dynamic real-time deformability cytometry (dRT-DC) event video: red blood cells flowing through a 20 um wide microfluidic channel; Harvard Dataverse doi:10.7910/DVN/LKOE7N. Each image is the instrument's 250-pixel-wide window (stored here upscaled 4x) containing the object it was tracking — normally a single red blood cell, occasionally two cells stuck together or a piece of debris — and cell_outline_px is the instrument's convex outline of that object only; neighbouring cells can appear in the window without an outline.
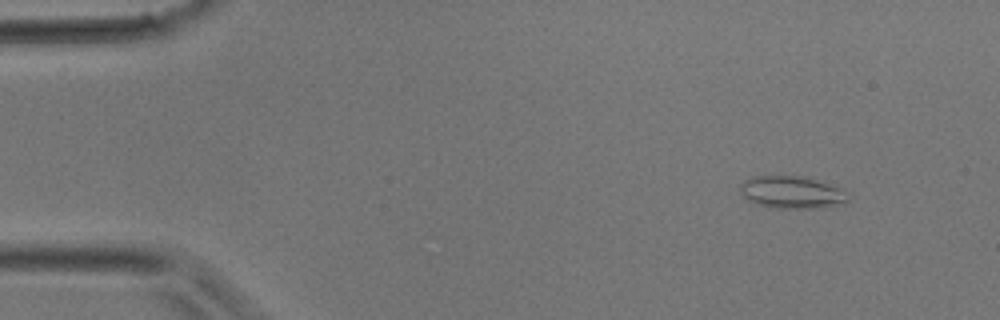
{"species": "common noctule bat (a hibernating species)", "species_latin": "Nyctalus noctula", "temperature_condition": "room temperature", "stored_images_in_passage": 37, "camera_frame_rate_fps": 3000, "um_per_image_px": 0.085, "animal": {"sex": "male", "body_mass_g": 17.9}, "frame": {"image": 1, "passage_image": 3, "time_ms": 0.667, "image_size_px": [1000, 320], "cell_outline_px": [[852, 200], [844, 204], [816, 208], [772, 208], [756, 204], [744, 196], [740, 192], [740, 184], [744, 180], [752, 176], [804, 176], [844, 188], [852, 192]], "centroid_in_image_um": [67.42, 16.35], "position_along_channel_um": 17.6, "area_um2": 20.98}}
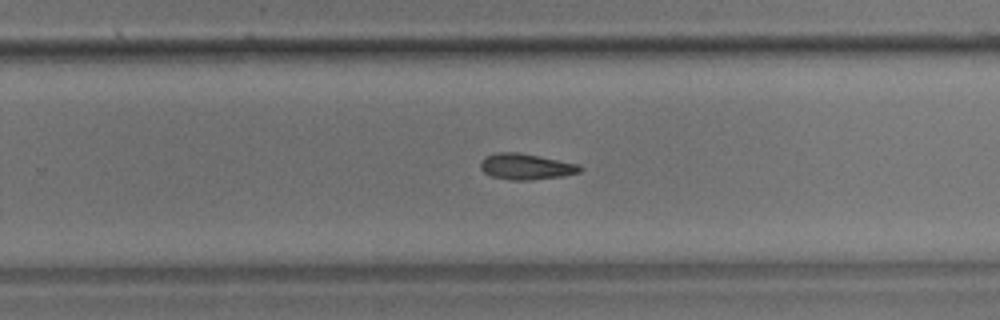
{"frame": {"image": 2, "passage_image": 23, "time_ms": 7.333, "image_size_px": [1000, 320], "cell_outline_px": [[584, 168], [580, 172], [564, 176], [532, 180], [512, 180], [492, 176], [484, 172], [480, 168], [480, 160], [484, 156], [496, 152], [520, 152], [580, 164]], "centroid_in_image_um": [44.72, 14.15], "position_along_channel_um": 285.1, "area_um2": 15.32}}
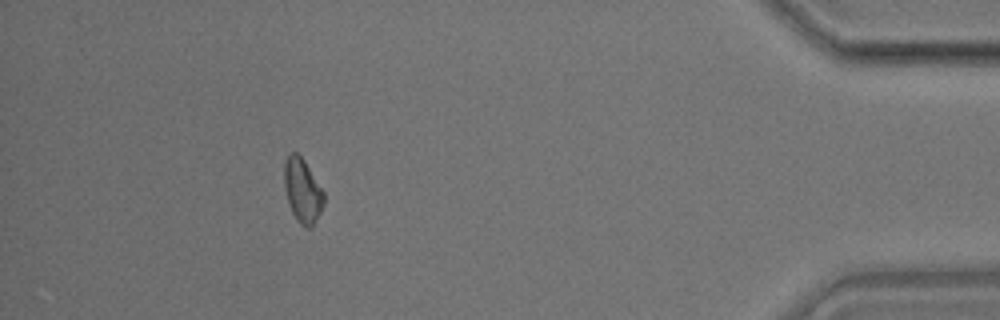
{"frame": {"image": 3, "passage_image": 33, "time_ms": 10.667, "image_size_px": [1000, 320], "cell_outline_px": [[324, 204], [312, 228], [304, 228], [296, 220], [288, 204], [284, 188], [284, 164], [288, 156], [292, 152], [296, 152], [304, 160], [324, 192]], "centroid_in_image_um": [25.71, 16.24], "position_along_channel_um": 409.5, "area_um2": 14.85}}